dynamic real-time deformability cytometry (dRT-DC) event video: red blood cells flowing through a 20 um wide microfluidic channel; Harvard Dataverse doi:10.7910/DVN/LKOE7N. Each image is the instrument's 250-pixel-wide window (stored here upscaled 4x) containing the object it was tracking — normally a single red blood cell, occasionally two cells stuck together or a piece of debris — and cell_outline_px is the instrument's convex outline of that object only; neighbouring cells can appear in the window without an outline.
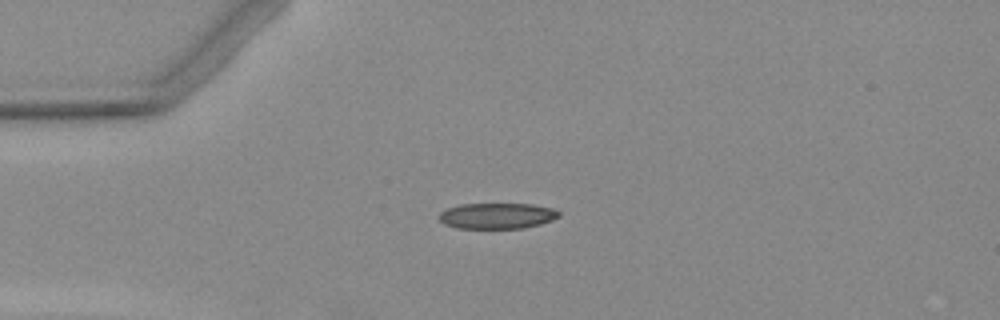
{"species": "Egyptian fruit bat (a non-hibernating species)", "species_latin": "Rousettus aegyptiacus", "temperature_condition": "warm", "stored_images_in_passage": 3, "camera_frame_rate_fps": 3000, "um_per_image_px": 0.085, "animal": {"sex": "female"}, "frame": {"image": 1, "passage_image": 1, "time_ms": 0.0, "image_size_px": [1000, 320], "cell_outline_px": [[560, 216], [552, 220], [540, 224], [524, 228], [456, 228], [444, 224], [440, 220], [440, 212], [448, 208], [460, 204], [532, 204], [552, 208], [560, 212]], "centroid_in_image_um": [42.26, 18.34], "position_along_channel_um": 42.7, "area_um2": 17.98}}
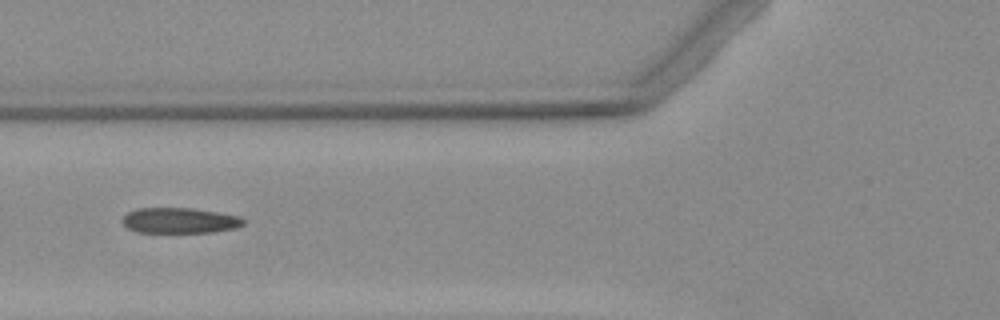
{"frame": {"image": 2, "passage_image": 3, "time_ms": 2.333, "image_size_px": [1000, 320], "cell_outline_px": [[244, 224], [236, 228], [212, 232], [136, 232], [128, 228], [120, 220], [128, 212], [140, 208], [192, 208], [240, 216], [244, 220]], "centroid_in_image_um": [15.27, 18.74], "position_along_channel_um": 110.5, "area_um2": 17.92}}